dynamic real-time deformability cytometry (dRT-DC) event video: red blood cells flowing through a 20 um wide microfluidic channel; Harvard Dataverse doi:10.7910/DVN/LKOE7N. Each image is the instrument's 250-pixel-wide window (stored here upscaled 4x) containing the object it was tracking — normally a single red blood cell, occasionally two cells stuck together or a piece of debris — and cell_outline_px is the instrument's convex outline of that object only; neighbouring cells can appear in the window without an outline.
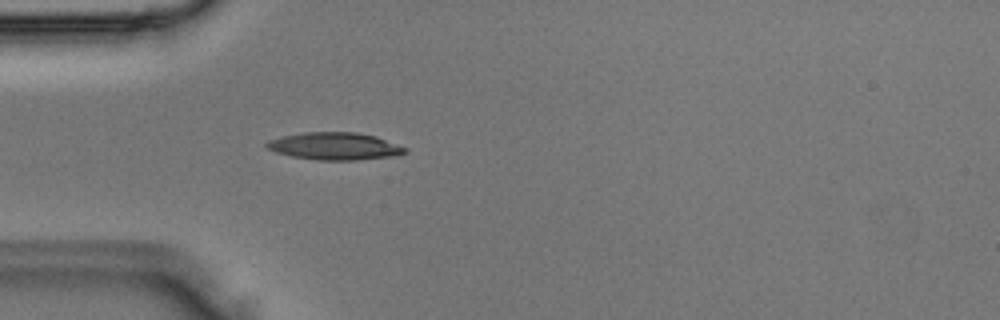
{"species": "Egyptian fruit bat (a non-hibernating species)", "species_latin": "Rousettus aegyptiacus", "temperature_condition": "room temperature", "stored_images_in_passage": 2, "camera_frame_rate_fps": 3000, "um_per_image_px": 0.085, "animal": {"sex": "male"}, "frame": {"image": 1, "passage_image": 2, "time_ms": 0.333, "image_size_px": [1000, 320], "cell_outline_px": [[408, 152], [400, 156], [356, 160], [320, 160], [292, 156], [276, 152], [264, 148], [264, 144], [268, 140], [284, 136], [304, 132], [356, 132], [376, 136], [408, 148]], "centroid_in_image_um": [28.49, 12.43], "position_along_channel_um": 56.5, "area_um2": 22.31}}